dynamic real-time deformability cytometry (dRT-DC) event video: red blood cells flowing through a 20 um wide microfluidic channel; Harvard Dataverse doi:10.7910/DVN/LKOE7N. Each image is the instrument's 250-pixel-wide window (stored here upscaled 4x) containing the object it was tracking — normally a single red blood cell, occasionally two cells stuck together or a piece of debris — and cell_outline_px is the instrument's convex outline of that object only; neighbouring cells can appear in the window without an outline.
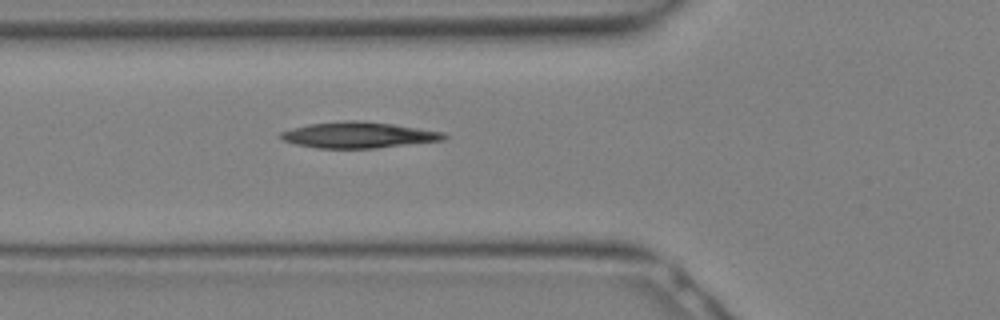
{"species": "Egyptian fruit bat (a non-hibernating species)", "species_latin": "Rousettus aegyptiacus", "temperature_condition": "warm", "stored_images_in_passage": 2, "camera_frame_rate_fps": 3000, "um_per_image_px": 0.085, "animal": {"sex": "female"}, "frame": {"image": 1, "passage_image": 2, "time_ms": 0.333, "image_size_px": [1000, 320], "cell_outline_px": [[448, 136], [444, 140], [376, 148], [316, 148], [296, 144], [280, 140], [280, 132], [292, 128], [308, 124], [344, 120], [360, 120], [392, 124], [444, 132]], "centroid_in_image_um": [30.44, 11.47], "position_along_channel_um": 95.4, "area_um2": 24.8}}